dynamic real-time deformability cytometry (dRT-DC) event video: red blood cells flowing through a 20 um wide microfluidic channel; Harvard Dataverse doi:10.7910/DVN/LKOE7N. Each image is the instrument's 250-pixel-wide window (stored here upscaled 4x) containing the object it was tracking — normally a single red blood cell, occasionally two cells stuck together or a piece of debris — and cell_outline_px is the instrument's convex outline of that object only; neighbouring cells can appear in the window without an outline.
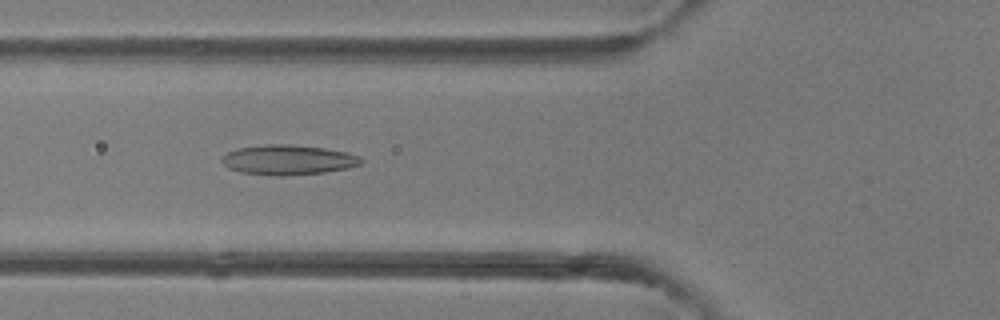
{"species": "common noctule bat (a hibernating species)", "species_latin": "Nyctalus noctula", "temperature_condition": "room temperature", "stored_images_in_passage": 29, "camera_frame_rate_fps": 3000, "um_per_image_px": 0.085, "animal": {"sex": "female"}, "frame": {"image": 1, "passage_image": 4, "time_ms": 1.0, "image_size_px": [1000, 320], "cell_outline_px": [[364, 160], [360, 164], [348, 168], [324, 172], [280, 176], [272, 176], [240, 172], [228, 168], [224, 164], [224, 156], [228, 152], [236, 148], [268, 144], [288, 144], [324, 148], [348, 152], [360, 156]], "centroid_in_image_um": [24.52, 13.59], "position_along_channel_um": 101.3, "area_um2": 24.22}}
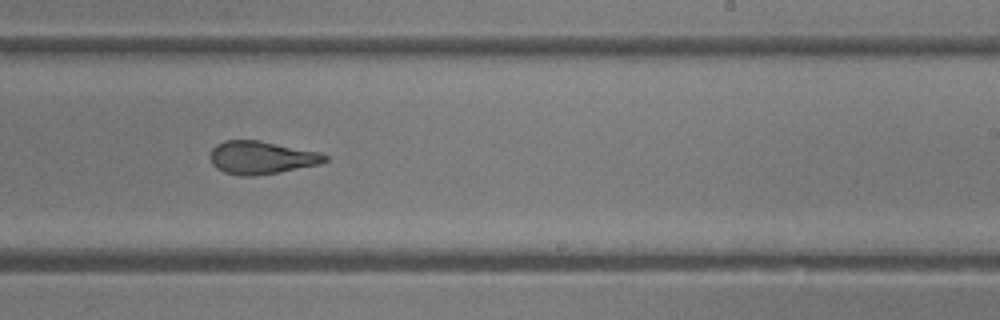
{"frame": {"image": 2, "passage_image": 14, "time_ms": 4.333, "image_size_px": [1000, 320], "cell_outline_px": [[328, 160], [320, 164], [280, 172], [252, 176], [240, 176], [224, 172], [216, 168], [212, 164], [208, 156], [212, 148], [216, 144], [224, 140], [260, 140], [320, 152], [328, 156]], "centroid_in_image_um": [22.2, 13.39], "position_along_channel_um": 266.8, "area_um2": 22.31}}
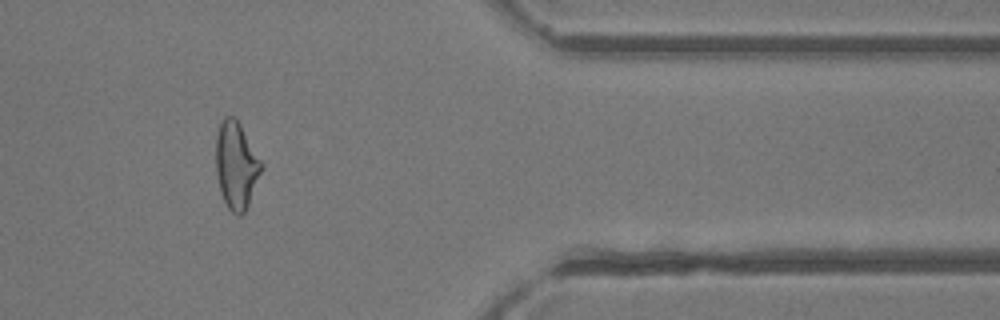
{"frame": {"image": 3, "passage_image": 23, "time_ms": 7.333, "image_size_px": [1000, 320], "cell_outline_px": [[264, 164], [248, 204], [244, 212], [240, 216], [236, 216], [228, 208], [220, 192], [216, 172], [216, 136], [220, 120], [224, 116], [232, 116], [240, 124]], "centroid_in_image_um": [20.07, 14.03], "position_along_channel_um": 391.3, "area_um2": 23.06}}